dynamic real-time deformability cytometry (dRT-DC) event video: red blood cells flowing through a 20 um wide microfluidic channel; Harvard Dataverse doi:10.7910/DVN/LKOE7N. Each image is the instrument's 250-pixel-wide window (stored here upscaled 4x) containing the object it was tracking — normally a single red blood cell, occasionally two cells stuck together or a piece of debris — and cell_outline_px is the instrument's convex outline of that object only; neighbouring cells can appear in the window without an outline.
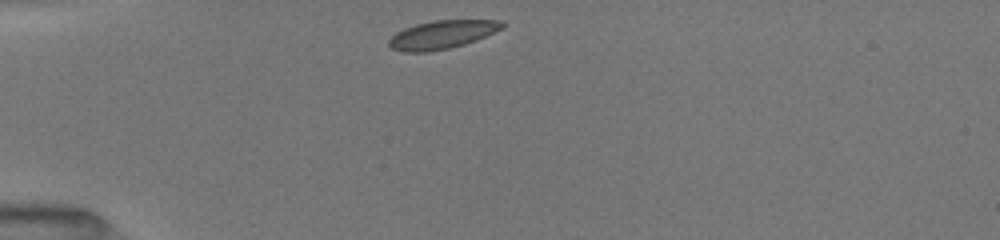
{"species": "common noctule bat (a hibernating species)", "species_latin": "Nyctalus noctula", "temperature_condition": "room temperature", "stored_images_in_passage": 46, "camera_frame_rate_fps": 3000, "um_per_image_px": 0.085, "animal": {"sex": "female", "body_mass_g": 19.5, "forearm_length_mm": 54.1}, "frame": {"image": 1, "passage_image": 1, "time_ms": 0.0, "image_size_px": [1000, 240], "cell_outline_px": [[504, 28], [476, 40], [464, 44], [448, 48], [428, 52], [404, 52], [392, 48], [388, 44], [388, 40], [396, 32], [404, 28], [416, 24], [436, 20], [500, 20], [504, 24]], "centroid_in_image_um": [37.57, 2.94], "position_along_channel_um": 47.4, "area_um2": 18.61}}
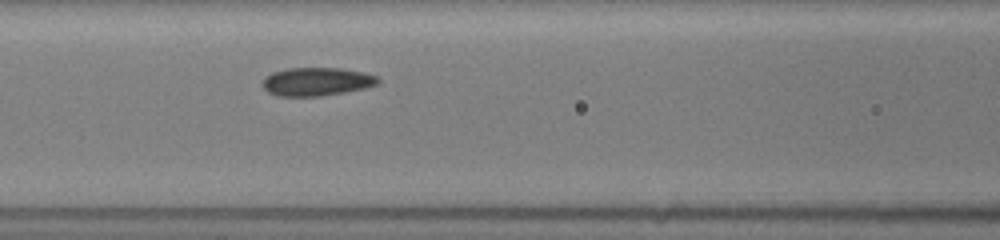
{"frame": {"image": 2, "passage_image": 19, "time_ms": 3.0, "image_size_px": [1000, 240], "cell_outline_px": [[380, 80], [376, 84], [364, 88], [344, 92], [320, 96], [276, 96], [268, 92], [260, 84], [264, 76], [272, 72], [288, 68], [340, 68], [364, 72], [376, 76]], "centroid_in_image_um": [26.85, 6.93], "position_along_channel_um": 139.7, "area_um2": 19.13}}
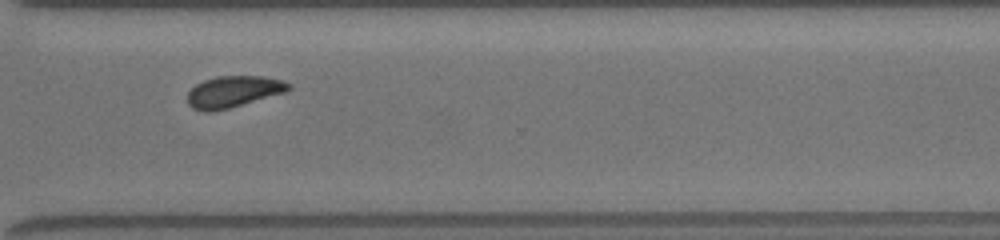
{"frame": {"image": 3, "passage_image": 45, "time_ms": 8.333, "image_size_px": [1000, 240], "cell_outline_px": [[292, 88], [284, 92], [228, 108], [208, 112], [204, 112], [192, 108], [188, 104], [188, 92], [196, 84], [204, 80], [216, 76], [264, 76], [284, 80], [292, 84]], "centroid_in_image_um": [19.84, 7.77], "position_along_channel_um": 350.8, "area_um2": 18.44}}